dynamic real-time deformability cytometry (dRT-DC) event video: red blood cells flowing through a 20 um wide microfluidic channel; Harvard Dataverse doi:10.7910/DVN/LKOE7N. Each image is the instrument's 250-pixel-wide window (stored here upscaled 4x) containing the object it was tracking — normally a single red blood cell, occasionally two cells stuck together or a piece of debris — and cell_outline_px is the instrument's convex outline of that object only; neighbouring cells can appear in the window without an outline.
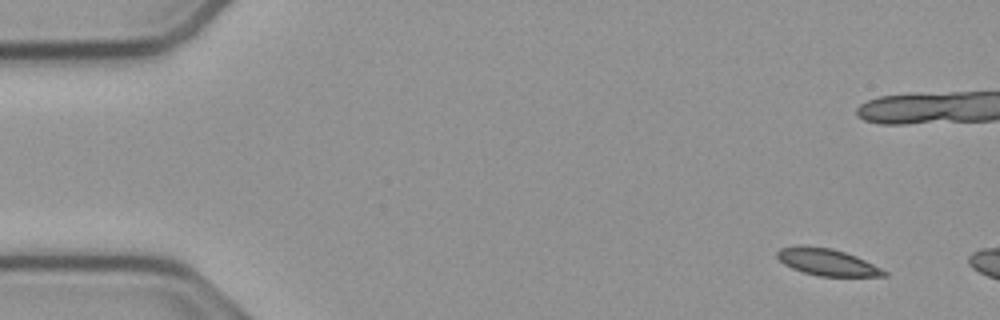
{"species": "common noctule bat (a hibernating species)", "species_latin": "Nyctalus noctula", "temperature_condition": "cold", "stored_images_in_passage": 10, "camera_frame_rate_fps": 3000, "um_per_image_px": 0.085, "animal": {"sex": "male", "body_mass_g": 23.1, "forearm_length_mm": 52.7}, "frame": {"image": 1, "passage_image": 4, "time_ms": 1.0, "image_size_px": [1000, 320], "cell_outline_px": [[888, 276], [820, 276], [804, 272], [792, 268], [784, 264], [776, 256], [776, 252], [780, 248], [796, 244], [832, 248], [856, 256], [888, 272]], "centroid_in_image_um": [70.26, 22.26], "position_along_channel_um": 14.7, "area_um2": 16.7}}